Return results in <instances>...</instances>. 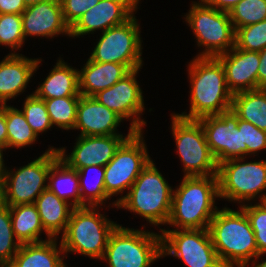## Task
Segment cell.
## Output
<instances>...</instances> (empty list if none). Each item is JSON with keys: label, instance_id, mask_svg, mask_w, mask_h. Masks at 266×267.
<instances>
[{"label": "cell", "instance_id": "27", "mask_svg": "<svg viewBox=\"0 0 266 267\" xmlns=\"http://www.w3.org/2000/svg\"><path fill=\"white\" fill-rule=\"evenodd\" d=\"M9 210L14 236L21 244L48 240L39 238L45 230L34 203L9 206Z\"/></svg>", "mask_w": 266, "mask_h": 267}, {"label": "cell", "instance_id": "39", "mask_svg": "<svg viewBox=\"0 0 266 267\" xmlns=\"http://www.w3.org/2000/svg\"><path fill=\"white\" fill-rule=\"evenodd\" d=\"M100 0H60L63 17L71 28L78 19Z\"/></svg>", "mask_w": 266, "mask_h": 267}, {"label": "cell", "instance_id": "14", "mask_svg": "<svg viewBox=\"0 0 266 267\" xmlns=\"http://www.w3.org/2000/svg\"><path fill=\"white\" fill-rule=\"evenodd\" d=\"M198 121L203 127L207 144L218 164L230 159L247 157L242 129L237 127L239 118L231 109L218 115L202 117Z\"/></svg>", "mask_w": 266, "mask_h": 267}, {"label": "cell", "instance_id": "33", "mask_svg": "<svg viewBox=\"0 0 266 267\" xmlns=\"http://www.w3.org/2000/svg\"><path fill=\"white\" fill-rule=\"evenodd\" d=\"M229 16L235 31L266 20V0H241L229 11Z\"/></svg>", "mask_w": 266, "mask_h": 267}, {"label": "cell", "instance_id": "13", "mask_svg": "<svg viewBox=\"0 0 266 267\" xmlns=\"http://www.w3.org/2000/svg\"><path fill=\"white\" fill-rule=\"evenodd\" d=\"M162 257L171 255L188 267H224L208 229H161Z\"/></svg>", "mask_w": 266, "mask_h": 267}, {"label": "cell", "instance_id": "25", "mask_svg": "<svg viewBox=\"0 0 266 267\" xmlns=\"http://www.w3.org/2000/svg\"><path fill=\"white\" fill-rule=\"evenodd\" d=\"M57 60L54 68L49 72L34 94L41 99L58 97L81 96L79 93L78 71L64 62Z\"/></svg>", "mask_w": 266, "mask_h": 267}, {"label": "cell", "instance_id": "46", "mask_svg": "<svg viewBox=\"0 0 266 267\" xmlns=\"http://www.w3.org/2000/svg\"><path fill=\"white\" fill-rule=\"evenodd\" d=\"M44 1H48V0H24L26 6L38 4L39 2H44Z\"/></svg>", "mask_w": 266, "mask_h": 267}, {"label": "cell", "instance_id": "8", "mask_svg": "<svg viewBox=\"0 0 266 267\" xmlns=\"http://www.w3.org/2000/svg\"><path fill=\"white\" fill-rule=\"evenodd\" d=\"M59 158L56 148L48 149L38 158L16 171L4 168L0 201L8 206L32 204L47 189L50 167Z\"/></svg>", "mask_w": 266, "mask_h": 267}, {"label": "cell", "instance_id": "22", "mask_svg": "<svg viewBox=\"0 0 266 267\" xmlns=\"http://www.w3.org/2000/svg\"><path fill=\"white\" fill-rule=\"evenodd\" d=\"M129 72L124 64L94 62L88 58L85 66L78 71L79 93L81 96H94L113 86Z\"/></svg>", "mask_w": 266, "mask_h": 267}, {"label": "cell", "instance_id": "42", "mask_svg": "<svg viewBox=\"0 0 266 267\" xmlns=\"http://www.w3.org/2000/svg\"><path fill=\"white\" fill-rule=\"evenodd\" d=\"M205 4L217 10L228 12L241 0H202Z\"/></svg>", "mask_w": 266, "mask_h": 267}, {"label": "cell", "instance_id": "4", "mask_svg": "<svg viewBox=\"0 0 266 267\" xmlns=\"http://www.w3.org/2000/svg\"><path fill=\"white\" fill-rule=\"evenodd\" d=\"M173 189L151 160L142 170L126 195L112 206L127 209L153 225H166L172 207Z\"/></svg>", "mask_w": 266, "mask_h": 267}, {"label": "cell", "instance_id": "41", "mask_svg": "<svg viewBox=\"0 0 266 267\" xmlns=\"http://www.w3.org/2000/svg\"><path fill=\"white\" fill-rule=\"evenodd\" d=\"M7 149V126L5 115V104L0 105V150Z\"/></svg>", "mask_w": 266, "mask_h": 267}, {"label": "cell", "instance_id": "29", "mask_svg": "<svg viewBox=\"0 0 266 267\" xmlns=\"http://www.w3.org/2000/svg\"><path fill=\"white\" fill-rule=\"evenodd\" d=\"M7 126V149L24 148L36 142L38 136L29 126L20 109L5 104Z\"/></svg>", "mask_w": 266, "mask_h": 267}, {"label": "cell", "instance_id": "10", "mask_svg": "<svg viewBox=\"0 0 266 267\" xmlns=\"http://www.w3.org/2000/svg\"><path fill=\"white\" fill-rule=\"evenodd\" d=\"M244 159L219 163L217 171L219 198L238 201L240 206L266 195L263 192L266 191V160L245 162Z\"/></svg>", "mask_w": 266, "mask_h": 267}, {"label": "cell", "instance_id": "44", "mask_svg": "<svg viewBox=\"0 0 266 267\" xmlns=\"http://www.w3.org/2000/svg\"><path fill=\"white\" fill-rule=\"evenodd\" d=\"M4 168H5V164H4V159H3V151L0 150V188L2 185Z\"/></svg>", "mask_w": 266, "mask_h": 267}, {"label": "cell", "instance_id": "40", "mask_svg": "<svg viewBox=\"0 0 266 267\" xmlns=\"http://www.w3.org/2000/svg\"><path fill=\"white\" fill-rule=\"evenodd\" d=\"M27 8L24 0H0V14H19Z\"/></svg>", "mask_w": 266, "mask_h": 267}, {"label": "cell", "instance_id": "19", "mask_svg": "<svg viewBox=\"0 0 266 267\" xmlns=\"http://www.w3.org/2000/svg\"><path fill=\"white\" fill-rule=\"evenodd\" d=\"M225 69L226 83L232 95L258 89L259 52L236 46L217 57Z\"/></svg>", "mask_w": 266, "mask_h": 267}, {"label": "cell", "instance_id": "3", "mask_svg": "<svg viewBox=\"0 0 266 267\" xmlns=\"http://www.w3.org/2000/svg\"><path fill=\"white\" fill-rule=\"evenodd\" d=\"M209 233L224 267H246L258 257L256 238L245 211L224 207L217 210Z\"/></svg>", "mask_w": 266, "mask_h": 267}, {"label": "cell", "instance_id": "6", "mask_svg": "<svg viewBox=\"0 0 266 267\" xmlns=\"http://www.w3.org/2000/svg\"><path fill=\"white\" fill-rule=\"evenodd\" d=\"M162 258L161 234L117 225L101 260L109 267H150Z\"/></svg>", "mask_w": 266, "mask_h": 267}, {"label": "cell", "instance_id": "5", "mask_svg": "<svg viewBox=\"0 0 266 267\" xmlns=\"http://www.w3.org/2000/svg\"><path fill=\"white\" fill-rule=\"evenodd\" d=\"M99 211V206L73 208L66 231L61 235L64 254L73 252L101 260L110 234L118 224Z\"/></svg>", "mask_w": 266, "mask_h": 267}, {"label": "cell", "instance_id": "18", "mask_svg": "<svg viewBox=\"0 0 266 267\" xmlns=\"http://www.w3.org/2000/svg\"><path fill=\"white\" fill-rule=\"evenodd\" d=\"M24 38H54L60 34L70 37V27L66 24L60 0H48L27 6L21 14Z\"/></svg>", "mask_w": 266, "mask_h": 267}, {"label": "cell", "instance_id": "7", "mask_svg": "<svg viewBox=\"0 0 266 267\" xmlns=\"http://www.w3.org/2000/svg\"><path fill=\"white\" fill-rule=\"evenodd\" d=\"M192 29L197 45L205 47L197 57H215L235 47V28L228 12L220 11L202 0L193 2L184 17Z\"/></svg>", "mask_w": 266, "mask_h": 267}, {"label": "cell", "instance_id": "43", "mask_svg": "<svg viewBox=\"0 0 266 267\" xmlns=\"http://www.w3.org/2000/svg\"><path fill=\"white\" fill-rule=\"evenodd\" d=\"M260 64L258 68V89H266V48L259 52Z\"/></svg>", "mask_w": 266, "mask_h": 267}, {"label": "cell", "instance_id": "12", "mask_svg": "<svg viewBox=\"0 0 266 267\" xmlns=\"http://www.w3.org/2000/svg\"><path fill=\"white\" fill-rule=\"evenodd\" d=\"M143 132H134L117 149L113 159L104 167L106 194L112 196L129 190L142 170L151 161Z\"/></svg>", "mask_w": 266, "mask_h": 267}, {"label": "cell", "instance_id": "11", "mask_svg": "<svg viewBox=\"0 0 266 267\" xmlns=\"http://www.w3.org/2000/svg\"><path fill=\"white\" fill-rule=\"evenodd\" d=\"M140 24L135 15L125 23L111 27L98 40L89 59L94 62L124 64L130 71L142 67Z\"/></svg>", "mask_w": 266, "mask_h": 267}, {"label": "cell", "instance_id": "20", "mask_svg": "<svg viewBox=\"0 0 266 267\" xmlns=\"http://www.w3.org/2000/svg\"><path fill=\"white\" fill-rule=\"evenodd\" d=\"M122 121L118 114L100 104L93 96H80L74 127L81 131L79 136L123 135L117 132Z\"/></svg>", "mask_w": 266, "mask_h": 267}, {"label": "cell", "instance_id": "24", "mask_svg": "<svg viewBox=\"0 0 266 267\" xmlns=\"http://www.w3.org/2000/svg\"><path fill=\"white\" fill-rule=\"evenodd\" d=\"M39 212L45 234L49 239L64 234L70 219L73 206L59 198L48 188L45 189L34 202Z\"/></svg>", "mask_w": 266, "mask_h": 267}, {"label": "cell", "instance_id": "31", "mask_svg": "<svg viewBox=\"0 0 266 267\" xmlns=\"http://www.w3.org/2000/svg\"><path fill=\"white\" fill-rule=\"evenodd\" d=\"M79 99L80 96L43 99L51 124L63 130H74Z\"/></svg>", "mask_w": 266, "mask_h": 267}, {"label": "cell", "instance_id": "45", "mask_svg": "<svg viewBox=\"0 0 266 267\" xmlns=\"http://www.w3.org/2000/svg\"><path fill=\"white\" fill-rule=\"evenodd\" d=\"M262 255L260 254L257 258H255V261H252V267H266V260H263L262 262H260L259 264H257V260L261 257Z\"/></svg>", "mask_w": 266, "mask_h": 267}, {"label": "cell", "instance_id": "35", "mask_svg": "<svg viewBox=\"0 0 266 267\" xmlns=\"http://www.w3.org/2000/svg\"><path fill=\"white\" fill-rule=\"evenodd\" d=\"M235 46L246 51L260 52L266 48V20L236 30Z\"/></svg>", "mask_w": 266, "mask_h": 267}, {"label": "cell", "instance_id": "30", "mask_svg": "<svg viewBox=\"0 0 266 267\" xmlns=\"http://www.w3.org/2000/svg\"><path fill=\"white\" fill-rule=\"evenodd\" d=\"M92 171V173L96 175V177L93 178L96 179L92 185L91 181L86 180L85 174ZM94 171V172H93ZM78 176H79V186H80V196H81V207L84 206H99L104 205L106 200H109L110 197L105 192V186H104V174L105 169L104 166H98V165H92L87 166L84 168H80L77 170ZM88 183V184H87ZM91 183V184H90ZM92 185V186H90ZM104 203V204H103Z\"/></svg>", "mask_w": 266, "mask_h": 267}, {"label": "cell", "instance_id": "32", "mask_svg": "<svg viewBox=\"0 0 266 267\" xmlns=\"http://www.w3.org/2000/svg\"><path fill=\"white\" fill-rule=\"evenodd\" d=\"M21 243L15 238L9 206L0 201V267H8Z\"/></svg>", "mask_w": 266, "mask_h": 267}, {"label": "cell", "instance_id": "16", "mask_svg": "<svg viewBox=\"0 0 266 267\" xmlns=\"http://www.w3.org/2000/svg\"><path fill=\"white\" fill-rule=\"evenodd\" d=\"M128 134L108 136H78L71 154L67 155L65 148H56L59 158L69 167L80 169L87 166H106L114 157L120 145L134 131L129 127Z\"/></svg>", "mask_w": 266, "mask_h": 267}, {"label": "cell", "instance_id": "17", "mask_svg": "<svg viewBox=\"0 0 266 267\" xmlns=\"http://www.w3.org/2000/svg\"><path fill=\"white\" fill-rule=\"evenodd\" d=\"M140 0H100L88 9L70 28V37L92 34L121 25L129 20L138 9Z\"/></svg>", "mask_w": 266, "mask_h": 267}, {"label": "cell", "instance_id": "23", "mask_svg": "<svg viewBox=\"0 0 266 267\" xmlns=\"http://www.w3.org/2000/svg\"><path fill=\"white\" fill-rule=\"evenodd\" d=\"M57 240L51 238L38 243L21 244L8 267H65L67 264L63 259L67 256H64L61 242L57 245Z\"/></svg>", "mask_w": 266, "mask_h": 267}, {"label": "cell", "instance_id": "37", "mask_svg": "<svg viewBox=\"0 0 266 267\" xmlns=\"http://www.w3.org/2000/svg\"><path fill=\"white\" fill-rule=\"evenodd\" d=\"M240 207L245 211L254 231L258 256L266 254V209L257 202L254 205L245 202Z\"/></svg>", "mask_w": 266, "mask_h": 267}, {"label": "cell", "instance_id": "15", "mask_svg": "<svg viewBox=\"0 0 266 267\" xmlns=\"http://www.w3.org/2000/svg\"><path fill=\"white\" fill-rule=\"evenodd\" d=\"M140 69L142 68L131 70L113 86L93 96L123 120L131 118L130 128L134 132L143 131V127L146 126L144 119L140 118V114L145 110L142 90L136 79Z\"/></svg>", "mask_w": 266, "mask_h": 267}, {"label": "cell", "instance_id": "26", "mask_svg": "<svg viewBox=\"0 0 266 267\" xmlns=\"http://www.w3.org/2000/svg\"><path fill=\"white\" fill-rule=\"evenodd\" d=\"M47 188L59 198L70 203L74 208L81 207L77 170L69 167L60 158L50 167ZM69 199H71L70 202Z\"/></svg>", "mask_w": 266, "mask_h": 267}, {"label": "cell", "instance_id": "36", "mask_svg": "<svg viewBox=\"0 0 266 267\" xmlns=\"http://www.w3.org/2000/svg\"><path fill=\"white\" fill-rule=\"evenodd\" d=\"M24 42L21 15L0 14V45L8 46L13 51L11 54H15L17 49L22 48Z\"/></svg>", "mask_w": 266, "mask_h": 267}, {"label": "cell", "instance_id": "34", "mask_svg": "<svg viewBox=\"0 0 266 267\" xmlns=\"http://www.w3.org/2000/svg\"><path fill=\"white\" fill-rule=\"evenodd\" d=\"M24 101L23 110L21 111L35 134L39 136V133L50 130L53 125L51 124L44 100L32 93Z\"/></svg>", "mask_w": 266, "mask_h": 267}, {"label": "cell", "instance_id": "2", "mask_svg": "<svg viewBox=\"0 0 266 267\" xmlns=\"http://www.w3.org/2000/svg\"><path fill=\"white\" fill-rule=\"evenodd\" d=\"M217 175L183 177L173 190L172 207L167 225L177 229H208L218 208Z\"/></svg>", "mask_w": 266, "mask_h": 267}, {"label": "cell", "instance_id": "21", "mask_svg": "<svg viewBox=\"0 0 266 267\" xmlns=\"http://www.w3.org/2000/svg\"><path fill=\"white\" fill-rule=\"evenodd\" d=\"M41 61V59L27 58L20 53H10L2 59L0 62V105L7 104L8 100L25 91Z\"/></svg>", "mask_w": 266, "mask_h": 267}, {"label": "cell", "instance_id": "47", "mask_svg": "<svg viewBox=\"0 0 266 267\" xmlns=\"http://www.w3.org/2000/svg\"><path fill=\"white\" fill-rule=\"evenodd\" d=\"M259 202L266 209V195Z\"/></svg>", "mask_w": 266, "mask_h": 267}, {"label": "cell", "instance_id": "28", "mask_svg": "<svg viewBox=\"0 0 266 267\" xmlns=\"http://www.w3.org/2000/svg\"><path fill=\"white\" fill-rule=\"evenodd\" d=\"M231 110L239 119L266 131V89L259 88L234 94Z\"/></svg>", "mask_w": 266, "mask_h": 267}, {"label": "cell", "instance_id": "38", "mask_svg": "<svg viewBox=\"0 0 266 267\" xmlns=\"http://www.w3.org/2000/svg\"><path fill=\"white\" fill-rule=\"evenodd\" d=\"M238 129H242L243 143L247 146V155L257 154L266 149V131L260 130L253 124L239 119Z\"/></svg>", "mask_w": 266, "mask_h": 267}, {"label": "cell", "instance_id": "9", "mask_svg": "<svg viewBox=\"0 0 266 267\" xmlns=\"http://www.w3.org/2000/svg\"><path fill=\"white\" fill-rule=\"evenodd\" d=\"M171 133L177 153L183 164L184 177L217 175L218 163L206 140L198 120H189L172 114Z\"/></svg>", "mask_w": 266, "mask_h": 267}, {"label": "cell", "instance_id": "1", "mask_svg": "<svg viewBox=\"0 0 266 267\" xmlns=\"http://www.w3.org/2000/svg\"><path fill=\"white\" fill-rule=\"evenodd\" d=\"M190 110L187 114H176L189 120H198L205 116L218 115L228 111L232 105L225 76V69L218 58L197 57L189 62Z\"/></svg>", "mask_w": 266, "mask_h": 267}]
</instances>
